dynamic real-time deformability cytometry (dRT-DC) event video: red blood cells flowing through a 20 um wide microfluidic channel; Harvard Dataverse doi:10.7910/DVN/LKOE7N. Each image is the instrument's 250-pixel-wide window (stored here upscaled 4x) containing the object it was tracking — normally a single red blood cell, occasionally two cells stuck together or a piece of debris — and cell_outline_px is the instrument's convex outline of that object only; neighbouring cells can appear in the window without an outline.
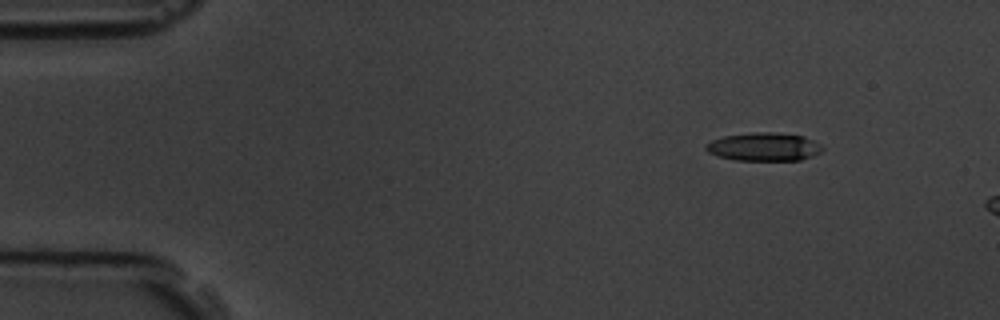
{"species": "common noctule bat (a hibernating species)", "species_latin": "Nyctalus noctula", "temperature_condition": "room temperature", "stored_images_in_passage": 3, "camera_frame_rate_fps": 3000, "um_per_image_px": 0.085, "animal": {"sex": "male", "body_mass_g": 19.5, "forearm_length_mm": 54.6}, "frame": {"image": 1, "passage_image": 1, "time_ms": 0.0, "image_size_px": [1000, 320], "cell_outline_px": [[824, 148], [820, 152], [812, 156], [800, 160], [736, 160], [716, 156], [708, 152], [704, 148], [704, 144], [712, 140], [724, 136], [752, 132], [776, 132], [804, 136], [820, 144]], "centroid_in_image_um": [64.9, 12.47], "position_along_channel_um": 20.1, "area_um2": 19.31}}